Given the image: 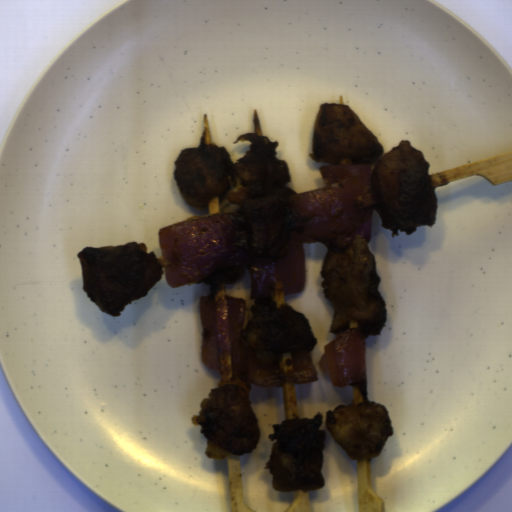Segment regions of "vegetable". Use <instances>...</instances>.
<instances>
[{
	"label": "vegetable",
	"mask_w": 512,
	"mask_h": 512,
	"mask_svg": "<svg viewBox=\"0 0 512 512\" xmlns=\"http://www.w3.org/2000/svg\"><path fill=\"white\" fill-rule=\"evenodd\" d=\"M325 188L290 195L298 214L311 217L302 234L289 233L286 257L273 260L239 259L231 251L232 214L195 216L161 227L157 232L160 253L170 263L164 277L177 288L198 283L222 267H246L251 284L249 300L271 298L277 283L285 295L304 293L307 281L303 244L321 243L340 253L356 236L372 241L373 207L357 208L359 196L370 192L372 166L367 164L320 166Z\"/></svg>",
	"instance_id": "add77e79"
},
{
	"label": "vegetable",
	"mask_w": 512,
	"mask_h": 512,
	"mask_svg": "<svg viewBox=\"0 0 512 512\" xmlns=\"http://www.w3.org/2000/svg\"><path fill=\"white\" fill-rule=\"evenodd\" d=\"M247 301L229 295L217 301L213 296H200L199 315L202 322V364L218 370L223 354H230L232 374L261 388H279L288 382L307 384L318 381L311 352L292 353L291 372L280 370L278 363L263 364L257 354L241 343Z\"/></svg>",
	"instance_id": "ea0f7189"
},
{
	"label": "vegetable",
	"mask_w": 512,
	"mask_h": 512,
	"mask_svg": "<svg viewBox=\"0 0 512 512\" xmlns=\"http://www.w3.org/2000/svg\"><path fill=\"white\" fill-rule=\"evenodd\" d=\"M318 366L338 388L367 381V350L360 328L338 332L325 344Z\"/></svg>",
	"instance_id": "f7b5029e"
}]
</instances>
